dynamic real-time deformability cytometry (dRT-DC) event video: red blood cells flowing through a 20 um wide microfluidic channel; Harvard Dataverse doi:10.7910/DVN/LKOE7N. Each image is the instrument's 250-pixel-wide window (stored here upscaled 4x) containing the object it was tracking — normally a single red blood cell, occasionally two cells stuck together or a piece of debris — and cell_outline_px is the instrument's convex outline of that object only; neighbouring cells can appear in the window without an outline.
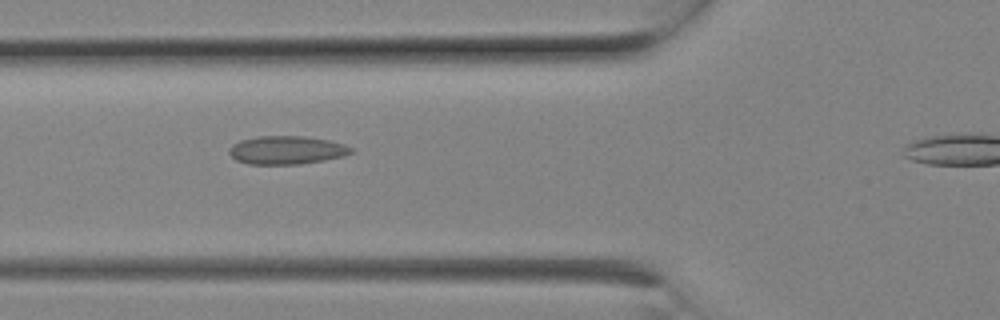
{"species": "Egyptian fruit bat (a non-hibernating species)", "species_latin": "Rousettus aegyptiacus", "temperature_condition": "room temperature", "stored_images_in_passage": 4, "segment_of_instrument_passage": [1, 2], "camera_frame_rate_fps": 3000, "um_per_image_px": 0.085, "animal": {"sex": "female"}, "frame": {"image": 1, "passage_image": 2, "time_ms": 0.333, "image_size_px": [1000, 320], "cell_outline_px": [[352, 152], [344, 156], [324, 160], [300, 164], [248, 164], [236, 160], [228, 152], [228, 148], [232, 144], [240, 140], [260, 136], [304, 136], [328, 140], [344, 144], [352, 148]], "centroid_in_image_um": [24.34, 12.76], "position_along_channel_um": 101.5, "area_um2": 20.11}}
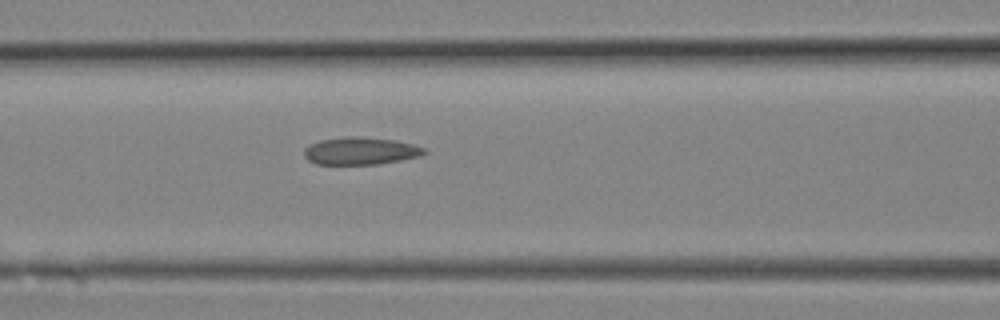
{"frame": {"image": 2, "passage_image": 3, "time_ms": 0.667, "image_size_px": [1000, 320], "cell_outline_px": [[428, 152], [420, 156], [380, 164], [316, 164], [308, 160], [304, 156], [304, 148], [308, 144], [320, 140], [348, 136], [360, 136], [396, 140], [412, 144], [424, 148]], "centroid_in_image_um": [30.63, 12.82], "position_along_channel_um": 136.0, "area_um2": 19.36}}